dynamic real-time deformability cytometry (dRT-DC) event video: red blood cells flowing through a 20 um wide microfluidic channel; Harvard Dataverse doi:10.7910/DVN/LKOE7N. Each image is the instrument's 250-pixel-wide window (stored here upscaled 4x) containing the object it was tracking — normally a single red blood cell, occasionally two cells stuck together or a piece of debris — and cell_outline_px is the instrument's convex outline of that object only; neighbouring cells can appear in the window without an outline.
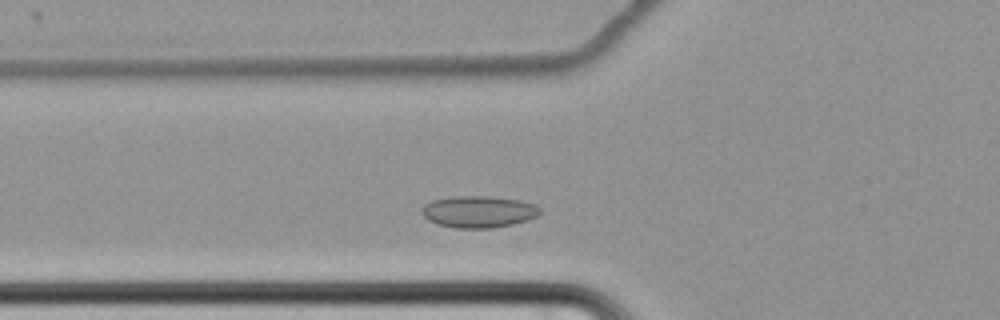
{"species": "common noctule bat (a hibernating species)", "species_latin": "Nyctalus noctula", "temperature_condition": "cold", "stored_images_in_passage": 40, "camera_frame_rate_fps": 3000, "um_per_image_px": 0.085, "animal": {"sex": "female", "body_mass_g": 22.7, "forearm_length_mm": 54.2}, "frame": {"image": 1, "passage_image": 10, "time_ms": 3.0, "image_size_px": [1000, 320], "cell_outline_px": [[540, 212], [536, 216], [528, 220], [512, 224], [492, 228], [456, 228], [440, 224], [428, 220], [424, 216], [424, 204], [432, 200], [452, 196], [488, 196], [520, 200], [536, 204], [540, 208]], "centroid_in_image_um": [40.71, 17.99], "position_along_channel_um": 85.1, "area_um2": 21.73}}
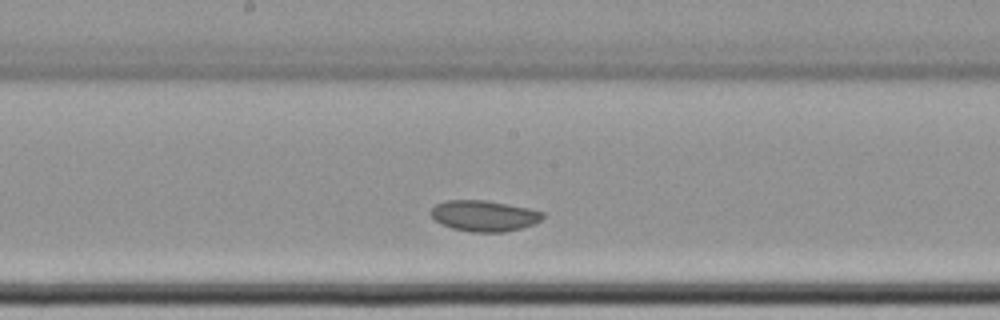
{"frame": {"image": 2, "passage_image": 21, "time_ms": 6.667, "image_size_px": [1000, 320], "cell_outline_px": [[544, 216], [540, 220], [532, 224], [520, 228], [504, 232], [472, 232], [452, 228], [440, 224], [432, 216], [432, 208], [436, 204], [444, 200], [484, 200], [528, 208], [544, 212]], "centroid_in_image_um": [41.13, 18.34], "position_along_channel_um": 207.1, "area_um2": 19.94}}
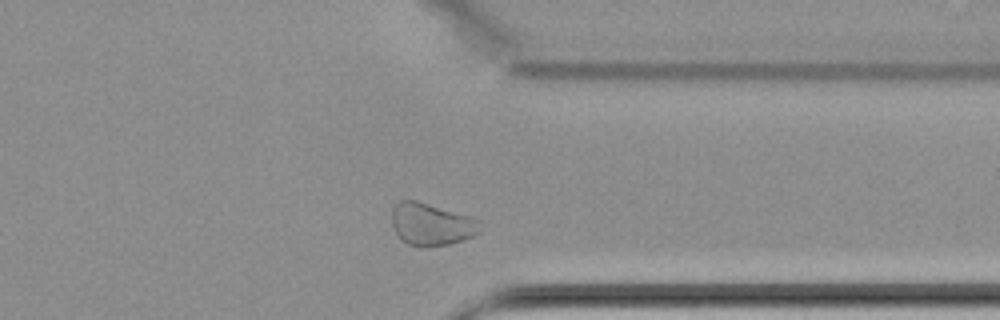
{"frame": {"image": 3, "passage_image": 36, "time_ms": 11.667, "image_size_px": [1000, 320], "cell_outline_px": [[480, 232], [472, 236], [448, 244], [424, 248], [420, 248], [408, 244], [400, 240], [392, 224], [392, 208], [400, 200], [416, 200], [472, 216], [480, 220]], "centroid_in_image_um": [36.65, 19.07], "position_along_channel_um": 374.7, "area_um2": 22.02}}